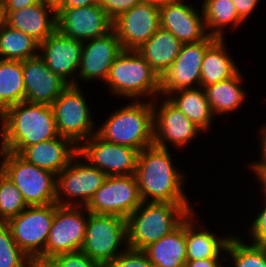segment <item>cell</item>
I'll return each mask as SVG.
<instances>
[{
  "label": "cell",
  "mask_w": 266,
  "mask_h": 267,
  "mask_svg": "<svg viewBox=\"0 0 266 267\" xmlns=\"http://www.w3.org/2000/svg\"><path fill=\"white\" fill-rule=\"evenodd\" d=\"M263 191H264V193H265V198H266V189H262ZM266 200V199H265Z\"/></svg>",
  "instance_id": "51"
},
{
  "label": "cell",
  "mask_w": 266,
  "mask_h": 267,
  "mask_svg": "<svg viewBox=\"0 0 266 267\" xmlns=\"http://www.w3.org/2000/svg\"><path fill=\"white\" fill-rule=\"evenodd\" d=\"M160 28V7L143 0L113 20L123 50H138Z\"/></svg>",
  "instance_id": "15"
},
{
  "label": "cell",
  "mask_w": 266,
  "mask_h": 267,
  "mask_svg": "<svg viewBox=\"0 0 266 267\" xmlns=\"http://www.w3.org/2000/svg\"><path fill=\"white\" fill-rule=\"evenodd\" d=\"M192 5L179 2L160 7V27L170 31L182 44L205 40L209 33L205 20Z\"/></svg>",
  "instance_id": "21"
},
{
  "label": "cell",
  "mask_w": 266,
  "mask_h": 267,
  "mask_svg": "<svg viewBox=\"0 0 266 267\" xmlns=\"http://www.w3.org/2000/svg\"><path fill=\"white\" fill-rule=\"evenodd\" d=\"M82 93L79 86L69 85L51 105L58 134L78 147L97 132Z\"/></svg>",
  "instance_id": "8"
},
{
  "label": "cell",
  "mask_w": 266,
  "mask_h": 267,
  "mask_svg": "<svg viewBox=\"0 0 266 267\" xmlns=\"http://www.w3.org/2000/svg\"><path fill=\"white\" fill-rule=\"evenodd\" d=\"M242 77L238 70L232 77L204 87L214 116L235 111L245 101L246 93L241 87Z\"/></svg>",
  "instance_id": "28"
},
{
  "label": "cell",
  "mask_w": 266,
  "mask_h": 267,
  "mask_svg": "<svg viewBox=\"0 0 266 267\" xmlns=\"http://www.w3.org/2000/svg\"><path fill=\"white\" fill-rule=\"evenodd\" d=\"M201 8L207 32L216 38H224L225 26L235 27L243 22L232 0H204Z\"/></svg>",
  "instance_id": "32"
},
{
  "label": "cell",
  "mask_w": 266,
  "mask_h": 267,
  "mask_svg": "<svg viewBox=\"0 0 266 267\" xmlns=\"http://www.w3.org/2000/svg\"><path fill=\"white\" fill-rule=\"evenodd\" d=\"M57 30L85 42L112 30L113 21L100 4L79 8H56Z\"/></svg>",
  "instance_id": "16"
},
{
  "label": "cell",
  "mask_w": 266,
  "mask_h": 267,
  "mask_svg": "<svg viewBox=\"0 0 266 267\" xmlns=\"http://www.w3.org/2000/svg\"><path fill=\"white\" fill-rule=\"evenodd\" d=\"M225 38H218L205 52L201 66V87L232 77L239 68L226 51Z\"/></svg>",
  "instance_id": "29"
},
{
  "label": "cell",
  "mask_w": 266,
  "mask_h": 267,
  "mask_svg": "<svg viewBox=\"0 0 266 267\" xmlns=\"http://www.w3.org/2000/svg\"><path fill=\"white\" fill-rule=\"evenodd\" d=\"M49 4L57 6L62 0H47Z\"/></svg>",
  "instance_id": "49"
},
{
  "label": "cell",
  "mask_w": 266,
  "mask_h": 267,
  "mask_svg": "<svg viewBox=\"0 0 266 267\" xmlns=\"http://www.w3.org/2000/svg\"><path fill=\"white\" fill-rule=\"evenodd\" d=\"M121 243L128 247L126 218L88 212L85 238L80 251L106 267L123 252L119 249Z\"/></svg>",
  "instance_id": "7"
},
{
  "label": "cell",
  "mask_w": 266,
  "mask_h": 267,
  "mask_svg": "<svg viewBox=\"0 0 266 267\" xmlns=\"http://www.w3.org/2000/svg\"><path fill=\"white\" fill-rule=\"evenodd\" d=\"M56 267H105L98 261L92 260L82 251L61 253L50 259Z\"/></svg>",
  "instance_id": "37"
},
{
  "label": "cell",
  "mask_w": 266,
  "mask_h": 267,
  "mask_svg": "<svg viewBox=\"0 0 266 267\" xmlns=\"http://www.w3.org/2000/svg\"><path fill=\"white\" fill-rule=\"evenodd\" d=\"M77 154L78 146L59 135L54 139L25 147L18 155L28 163L57 176Z\"/></svg>",
  "instance_id": "22"
},
{
  "label": "cell",
  "mask_w": 266,
  "mask_h": 267,
  "mask_svg": "<svg viewBox=\"0 0 266 267\" xmlns=\"http://www.w3.org/2000/svg\"><path fill=\"white\" fill-rule=\"evenodd\" d=\"M55 214V203L28 206L6 224L18 247L30 258L45 260V247Z\"/></svg>",
  "instance_id": "9"
},
{
  "label": "cell",
  "mask_w": 266,
  "mask_h": 267,
  "mask_svg": "<svg viewBox=\"0 0 266 267\" xmlns=\"http://www.w3.org/2000/svg\"><path fill=\"white\" fill-rule=\"evenodd\" d=\"M83 209L87 215H84ZM87 221L88 210L85 206H59L55 203L54 219L45 247V260L61 253L80 251Z\"/></svg>",
  "instance_id": "12"
},
{
  "label": "cell",
  "mask_w": 266,
  "mask_h": 267,
  "mask_svg": "<svg viewBox=\"0 0 266 267\" xmlns=\"http://www.w3.org/2000/svg\"><path fill=\"white\" fill-rule=\"evenodd\" d=\"M238 16L244 21L255 10L259 0H232Z\"/></svg>",
  "instance_id": "40"
},
{
  "label": "cell",
  "mask_w": 266,
  "mask_h": 267,
  "mask_svg": "<svg viewBox=\"0 0 266 267\" xmlns=\"http://www.w3.org/2000/svg\"><path fill=\"white\" fill-rule=\"evenodd\" d=\"M194 214L191 212L185 219L187 260L219 258L221 251H226L227 243L232 235L227 238H218L217 235L205 230V227L196 232L195 222H193L196 216Z\"/></svg>",
  "instance_id": "26"
},
{
  "label": "cell",
  "mask_w": 266,
  "mask_h": 267,
  "mask_svg": "<svg viewBox=\"0 0 266 267\" xmlns=\"http://www.w3.org/2000/svg\"><path fill=\"white\" fill-rule=\"evenodd\" d=\"M264 128V129H263ZM260 142H261V146H260V149L262 150L260 153H261V160L260 161H257V162H266V126L262 127V130L260 131Z\"/></svg>",
  "instance_id": "46"
},
{
  "label": "cell",
  "mask_w": 266,
  "mask_h": 267,
  "mask_svg": "<svg viewBox=\"0 0 266 267\" xmlns=\"http://www.w3.org/2000/svg\"><path fill=\"white\" fill-rule=\"evenodd\" d=\"M167 98L202 131L211 127L214 114L204 88L198 87L174 91Z\"/></svg>",
  "instance_id": "27"
},
{
  "label": "cell",
  "mask_w": 266,
  "mask_h": 267,
  "mask_svg": "<svg viewBox=\"0 0 266 267\" xmlns=\"http://www.w3.org/2000/svg\"><path fill=\"white\" fill-rule=\"evenodd\" d=\"M29 260L14 241L10 227L0 222V267H27Z\"/></svg>",
  "instance_id": "35"
},
{
  "label": "cell",
  "mask_w": 266,
  "mask_h": 267,
  "mask_svg": "<svg viewBox=\"0 0 266 267\" xmlns=\"http://www.w3.org/2000/svg\"><path fill=\"white\" fill-rule=\"evenodd\" d=\"M182 43L160 27L137 51L161 77L180 53Z\"/></svg>",
  "instance_id": "24"
},
{
  "label": "cell",
  "mask_w": 266,
  "mask_h": 267,
  "mask_svg": "<svg viewBox=\"0 0 266 267\" xmlns=\"http://www.w3.org/2000/svg\"><path fill=\"white\" fill-rule=\"evenodd\" d=\"M132 102L115 110L96 134L107 142L142 151L154 144L153 100Z\"/></svg>",
  "instance_id": "4"
},
{
  "label": "cell",
  "mask_w": 266,
  "mask_h": 267,
  "mask_svg": "<svg viewBox=\"0 0 266 267\" xmlns=\"http://www.w3.org/2000/svg\"><path fill=\"white\" fill-rule=\"evenodd\" d=\"M256 216L251 227L248 228L250 229V236H252L254 245L266 247V206Z\"/></svg>",
  "instance_id": "39"
},
{
  "label": "cell",
  "mask_w": 266,
  "mask_h": 267,
  "mask_svg": "<svg viewBox=\"0 0 266 267\" xmlns=\"http://www.w3.org/2000/svg\"><path fill=\"white\" fill-rule=\"evenodd\" d=\"M105 84L128 100L144 95L155 100L160 94V77L137 50H123L115 58Z\"/></svg>",
  "instance_id": "5"
},
{
  "label": "cell",
  "mask_w": 266,
  "mask_h": 267,
  "mask_svg": "<svg viewBox=\"0 0 266 267\" xmlns=\"http://www.w3.org/2000/svg\"><path fill=\"white\" fill-rule=\"evenodd\" d=\"M80 158L77 154L57 175L56 203L59 206H86L107 178L98 168L82 162L83 158Z\"/></svg>",
  "instance_id": "10"
},
{
  "label": "cell",
  "mask_w": 266,
  "mask_h": 267,
  "mask_svg": "<svg viewBox=\"0 0 266 267\" xmlns=\"http://www.w3.org/2000/svg\"><path fill=\"white\" fill-rule=\"evenodd\" d=\"M27 207L18 188L2 174L0 176V222L6 223Z\"/></svg>",
  "instance_id": "34"
},
{
  "label": "cell",
  "mask_w": 266,
  "mask_h": 267,
  "mask_svg": "<svg viewBox=\"0 0 266 267\" xmlns=\"http://www.w3.org/2000/svg\"><path fill=\"white\" fill-rule=\"evenodd\" d=\"M162 100L160 107H157L153 100L154 144L162 148H168L167 143L170 142L180 149L197 138V135L203 131L168 98Z\"/></svg>",
  "instance_id": "17"
},
{
  "label": "cell",
  "mask_w": 266,
  "mask_h": 267,
  "mask_svg": "<svg viewBox=\"0 0 266 267\" xmlns=\"http://www.w3.org/2000/svg\"><path fill=\"white\" fill-rule=\"evenodd\" d=\"M22 69L27 102L51 106L69 86L39 56L22 61Z\"/></svg>",
  "instance_id": "20"
},
{
  "label": "cell",
  "mask_w": 266,
  "mask_h": 267,
  "mask_svg": "<svg viewBox=\"0 0 266 267\" xmlns=\"http://www.w3.org/2000/svg\"><path fill=\"white\" fill-rule=\"evenodd\" d=\"M152 2L154 5L161 7L164 5H168V4H172V3H176L179 2L180 0H147Z\"/></svg>",
  "instance_id": "47"
},
{
  "label": "cell",
  "mask_w": 266,
  "mask_h": 267,
  "mask_svg": "<svg viewBox=\"0 0 266 267\" xmlns=\"http://www.w3.org/2000/svg\"><path fill=\"white\" fill-rule=\"evenodd\" d=\"M220 258H206L198 260H187L185 267H223L222 259Z\"/></svg>",
  "instance_id": "42"
},
{
  "label": "cell",
  "mask_w": 266,
  "mask_h": 267,
  "mask_svg": "<svg viewBox=\"0 0 266 267\" xmlns=\"http://www.w3.org/2000/svg\"><path fill=\"white\" fill-rule=\"evenodd\" d=\"M39 44L33 37L5 24L0 30V59L25 61L34 58L40 54Z\"/></svg>",
  "instance_id": "31"
},
{
  "label": "cell",
  "mask_w": 266,
  "mask_h": 267,
  "mask_svg": "<svg viewBox=\"0 0 266 267\" xmlns=\"http://www.w3.org/2000/svg\"><path fill=\"white\" fill-rule=\"evenodd\" d=\"M124 248L106 267H154L143 250Z\"/></svg>",
  "instance_id": "36"
},
{
  "label": "cell",
  "mask_w": 266,
  "mask_h": 267,
  "mask_svg": "<svg viewBox=\"0 0 266 267\" xmlns=\"http://www.w3.org/2000/svg\"><path fill=\"white\" fill-rule=\"evenodd\" d=\"M169 152L155 144L139 152L135 177L143 202L190 203L183 192L185 175L173 166Z\"/></svg>",
  "instance_id": "1"
},
{
  "label": "cell",
  "mask_w": 266,
  "mask_h": 267,
  "mask_svg": "<svg viewBox=\"0 0 266 267\" xmlns=\"http://www.w3.org/2000/svg\"><path fill=\"white\" fill-rule=\"evenodd\" d=\"M154 267H185L187 262L185 220L172 233L143 250Z\"/></svg>",
  "instance_id": "25"
},
{
  "label": "cell",
  "mask_w": 266,
  "mask_h": 267,
  "mask_svg": "<svg viewBox=\"0 0 266 267\" xmlns=\"http://www.w3.org/2000/svg\"><path fill=\"white\" fill-rule=\"evenodd\" d=\"M82 47L83 42L67 37L56 29L39 44V51L42 53L38 56L53 73L69 85L78 86L75 73L79 70Z\"/></svg>",
  "instance_id": "18"
},
{
  "label": "cell",
  "mask_w": 266,
  "mask_h": 267,
  "mask_svg": "<svg viewBox=\"0 0 266 267\" xmlns=\"http://www.w3.org/2000/svg\"><path fill=\"white\" fill-rule=\"evenodd\" d=\"M142 202L135 175L107 176L85 208L90 213L127 218Z\"/></svg>",
  "instance_id": "11"
},
{
  "label": "cell",
  "mask_w": 266,
  "mask_h": 267,
  "mask_svg": "<svg viewBox=\"0 0 266 267\" xmlns=\"http://www.w3.org/2000/svg\"><path fill=\"white\" fill-rule=\"evenodd\" d=\"M190 203L142 202L126 218L127 245L144 250L150 244L172 233L194 212Z\"/></svg>",
  "instance_id": "3"
},
{
  "label": "cell",
  "mask_w": 266,
  "mask_h": 267,
  "mask_svg": "<svg viewBox=\"0 0 266 267\" xmlns=\"http://www.w3.org/2000/svg\"><path fill=\"white\" fill-rule=\"evenodd\" d=\"M100 0H62L55 8H79L99 4Z\"/></svg>",
  "instance_id": "43"
},
{
  "label": "cell",
  "mask_w": 266,
  "mask_h": 267,
  "mask_svg": "<svg viewBox=\"0 0 266 267\" xmlns=\"http://www.w3.org/2000/svg\"><path fill=\"white\" fill-rule=\"evenodd\" d=\"M3 174V164L2 162L0 163V176Z\"/></svg>",
  "instance_id": "50"
},
{
  "label": "cell",
  "mask_w": 266,
  "mask_h": 267,
  "mask_svg": "<svg viewBox=\"0 0 266 267\" xmlns=\"http://www.w3.org/2000/svg\"><path fill=\"white\" fill-rule=\"evenodd\" d=\"M251 170L256 174L255 176L259 179L262 188L266 189V162H257L249 165Z\"/></svg>",
  "instance_id": "44"
},
{
  "label": "cell",
  "mask_w": 266,
  "mask_h": 267,
  "mask_svg": "<svg viewBox=\"0 0 266 267\" xmlns=\"http://www.w3.org/2000/svg\"><path fill=\"white\" fill-rule=\"evenodd\" d=\"M3 174L18 188L27 206L56 203L57 176L28 163L18 154L3 151L0 145Z\"/></svg>",
  "instance_id": "6"
},
{
  "label": "cell",
  "mask_w": 266,
  "mask_h": 267,
  "mask_svg": "<svg viewBox=\"0 0 266 267\" xmlns=\"http://www.w3.org/2000/svg\"><path fill=\"white\" fill-rule=\"evenodd\" d=\"M27 267H56L50 260L30 258Z\"/></svg>",
  "instance_id": "45"
},
{
  "label": "cell",
  "mask_w": 266,
  "mask_h": 267,
  "mask_svg": "<svg viewBox=\"0 0 266 267\" xmlns=\"http://www.w3.org/2000/svg\"><path fill=\"white\" fill-rule=\"evenodd\" d=\"M5 24H6V14L2 3H0V30L4 27Z\"/></svg>",
  "instance_id": "48"
},
{
  "label": "cell",
  "mask_w": 266,
  "mask_h": 267,
  "mask_svg": "<svg viewBox=\"0 0 266 267\" xmlns=\"http://www.w3.org/2000/svg\"><path fill=\"white\" fill-rule=\"evenodd\" d=\"M226 253L233 259L234 267H266V247L248 245L239 236L230 237Z\"/></svg>",
  "instance_id": "33"
},
{
  "label": "cell",
  "mask_w": 266,
  "mask_h": 267,
  "mask_svg": "<svg viewBox=\"0 0 266 267\" xmlns=\"http://www.w3.org/2000/svg\"><path fill=\"white\" fill-rule=\"evenodd\" d=\"M22 101H25L22 61L0 59V115Z\"/></svg>",
  "instance_id": "30"
},
{
  "label": "cell",
  "mask_w": 266,
  "mask_h": 267,
  "mask_svg": "<svg viewBox=\"0 0 266 267\" xmlns=\"http://www.w3.org/2000/svg\"><path fill=\"white\" fill-rule=\"evenodd\" d=\"M87 42V43H86ZM123 51L112 29L107 34L83 42L79 75L83 81L101 79L105 83L115 58Z\"/></svg>",
  "instance_id": "19"
},
{
  "label": "cell",
  "mask_w": 266,
  "mask_h": 267,
  "mask_svg": "<svg viewBox=\"0 0 266 267\" xmlns=\"http://www.w3.org/2000/svg\"><path fill=\"white\" fill-rule=\"evenodd\" d=\"M48 3L47 0H4L2 2L4 10H19L29 5Z\"/></svg>",
  "instance_id": "41"
},
{
  "label": "cell",
  "mask_w": 266,
  "mask_h": 267,
  "mask_svg": "<svg viewBox=\"0 0 266 267\" xmlns=\"http://www.w3.org/2000/svg\"><path fill=\"white\" fill-rule=\"evenodd\" d=\"M3 151L19 154L25 147L59 136L50 105L22 101L1 115Z\"/></svg>",
  "instance_id": "2"
},
{
  "label": "cell",
  "mask_w": 266,
  "mask_h": 267,
  "mask_svg": "<svg viewBox=\"0 0 266 267\" xmlns=\"http://www.w3.org/2000/svg\"><path fill=\"white\" fill-rule=\"evenodd\" d=\"M139 152L128 146L107 142L97 134L78 147L81 158L106 176L135 175Z\"/></svg>",
  "instance_id": "14"
},
{
  "label": "cell",
  "mask_w": 266,
  "mask_h": 267,
  "mask_svg": "<svg viewBox=\"0 0 266 267\" xmlns=\"http://www.w3.org/2000/svg\"><path fill=\"white\" fill-rule=\"evenodd\" d=\"M209 35L197 43L183 44L173 64L160 77V97L178 90L201 87V66L206 50L217 40ZM197 85V86H194Z\"/></svg>",
  "instance_id": "13"
},
{
  "label": "cell",
  "mask_w": 266,
  "mask_h": 267,
  "mask_svg": "<svg viewBox=\"0 0 266 267\" xmlns=\"http://www.w3.org/2000/svg\"><path fill=\"white\" fill-rule=\"evenodd\" d=\"M4 11L7 25L33 37L39 43L47 39L57 29L56 8L49 3Z\"/></svg>",
  "instance_id": "23"
},
{
  "label": "cell",
  "mask_w": 266,
  "mask_h": 267,
  "mask_svg": "<svg viewBox=\"0 0 266 267\" xmlns=\"http://www.w3.org/2000/svg\"><path fill=\"white\" fill-rule=\"evenodd\" d=\"M143 0H100L99 4L113 21Z\"/></svg>",
  "instance_id": "38"
}]
</instances>
